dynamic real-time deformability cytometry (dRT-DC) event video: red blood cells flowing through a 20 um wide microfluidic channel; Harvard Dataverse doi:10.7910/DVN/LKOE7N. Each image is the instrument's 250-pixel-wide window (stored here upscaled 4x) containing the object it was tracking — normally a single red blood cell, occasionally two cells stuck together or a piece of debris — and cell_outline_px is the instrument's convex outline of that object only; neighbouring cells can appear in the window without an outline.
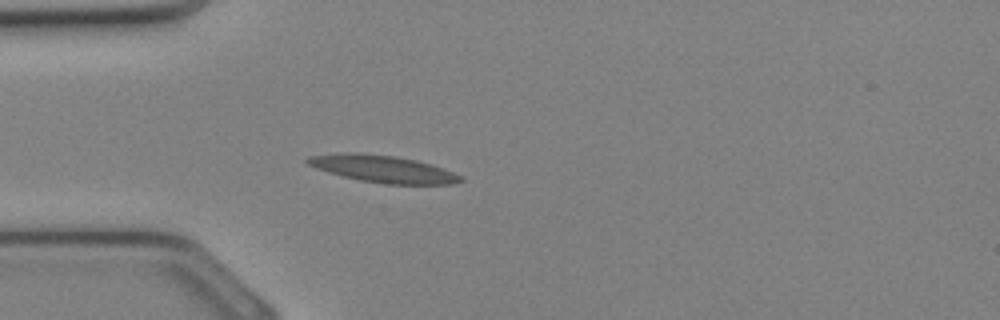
{"species": "Egyptian fruit bat (a non-hibernating species)", "species_latin": "Rousettus aegyptiacus", "temperature_condition": "cold", "stored_images_in_passage": 10, "camera_frame_rate_fps": 3000, "um_per_image_px": 0.085, "animal": {"sex": "female"}, "frame": {"image": 1, "passage_image": 1, "time_ms": 0.0, "image_size_px": [1000, 320], "cell_outline_px": [[464, 180], [452, 184], [384, 184], [360, 180], [328, 172], [316, 168], [308, 164], [304, 160], [308, 156], [340, 152], [360, 152], [396, 156], [416, 160], [432, 164], [452, 172], [460, 176]], "centroid_in_image_um": [32.51, 14.34], "position_along_channel_um": 52.5, "area_um2": 24.22}}
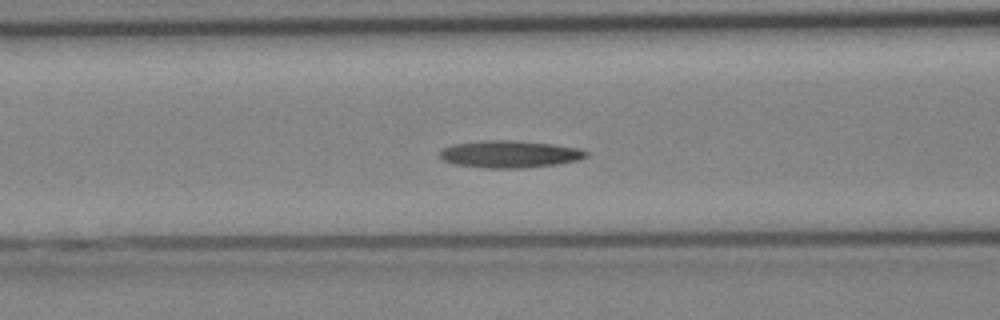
{"frame": {"image": 2, "passage_image": 5, "time_ms": 1.333, "image_size_px": [1000, 320], "cell_outline_px": [[588, 156], [580, 160], [556, 164], [516, 168], [484, 168], [456, 164], [444, 160], [440, 156], [440, 152], [444, 148], [452, 144], [480, 140], [516, 140], [552, 144], [576, 148], [588, 152]], "centroid_in_image_um": [43.32, 13.09], "position_along_channel_um": 123.3, "area_um2": 23.06}}
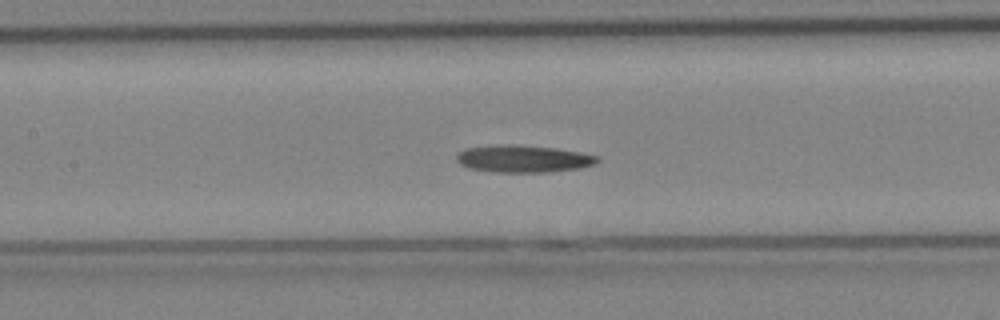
{"frame": {"image": 3, "passage_image": 7, "time_ms": 2.0, "image_size_px": [1000, 320], "cell_outline_px": [[600, 160], [596, 164], [580, 168], [548, 172], [496, 172], [468, 168], [460, 164], [456, 160], [456, 156], [464, 148], [504, 144], [516, 144], [556, 148], [580, 152], [600, 156]], "centroid_in_image_um": [44.5, 13.49], "position_along_channel_um": 162.9, "area_um2": 22.54}}